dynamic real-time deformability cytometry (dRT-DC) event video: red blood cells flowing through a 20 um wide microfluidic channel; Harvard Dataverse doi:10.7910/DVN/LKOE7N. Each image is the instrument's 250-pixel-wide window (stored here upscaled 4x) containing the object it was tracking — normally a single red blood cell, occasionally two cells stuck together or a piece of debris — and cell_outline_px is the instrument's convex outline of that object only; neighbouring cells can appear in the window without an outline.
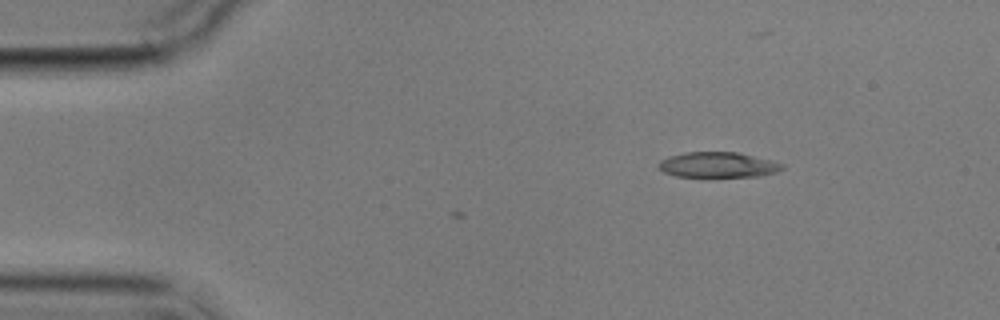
{"species": "common noctule bat (a hibernating species)", "species_latin": "Nyctalus noctula", "temperature_condition": "cold", "stored_images_in_passage": 4, "camera_frame_rate_fps": 3000, "um_per_image_px": 0.085, "animal": {"sex": "male", "body_mass_g": 17.9}, "frame": {"image": 1, "passage_image": 4, "time_ms": 3.333, "image_size_px": [1000, 320], "cell_outline_px": [[784, 168], [776, 172], [760, 176], [676, 176], [664, 172], [656, 168], [656, 164], [660, 160], [668, 156], [684, 152], [736, 152], [784, 164]], "centroid_in_image_um": [60.95, 14.0], "position_along_channel_um": 24.1, "area_um2": 18.15}}